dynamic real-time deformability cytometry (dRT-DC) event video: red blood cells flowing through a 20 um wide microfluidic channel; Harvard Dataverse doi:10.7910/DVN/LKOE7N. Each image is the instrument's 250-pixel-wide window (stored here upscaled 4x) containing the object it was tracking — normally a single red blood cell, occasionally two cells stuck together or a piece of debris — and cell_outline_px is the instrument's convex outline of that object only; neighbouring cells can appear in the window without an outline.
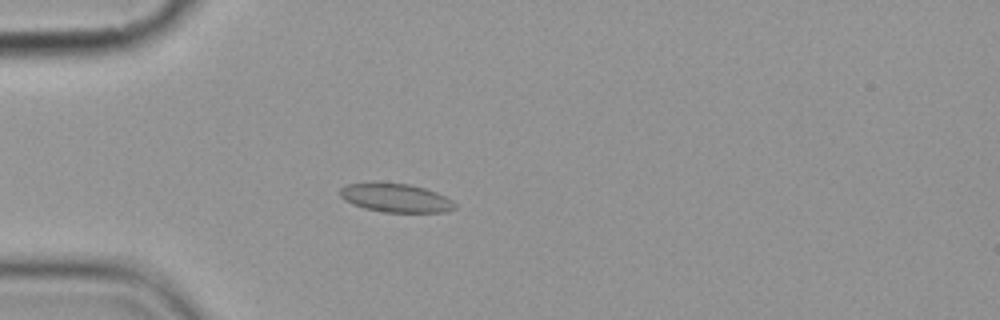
{"species": "common noctule bat (a hibernating species)", "species_latin": "Nyctalus noctula", "temperature_condition": "cold", "stored_images_in_passage": 5, "camera_frame_rate_fps": 3000, "um_per_image_px": 0.085, "animal": {"sex": "female", "body_mass_g": 19.9}, "frame": {"image": 1, "passage_image": 4, "time_ms": 3.667, "image_size_px": [1000, 320], "cell_outline_px": [[456, 208], [444, 212], [384, 212], [364, 208], [352, 204], [344, 200], [340, 196], [340, 188], [348, 184], [408, 184], [424, 188], [436, 192], [452, 200], [456, 204]], "centroid_in_image_um": [33.66, 16.85], "position_along_channel_um": 51.3, "area_um2": 18.73}}